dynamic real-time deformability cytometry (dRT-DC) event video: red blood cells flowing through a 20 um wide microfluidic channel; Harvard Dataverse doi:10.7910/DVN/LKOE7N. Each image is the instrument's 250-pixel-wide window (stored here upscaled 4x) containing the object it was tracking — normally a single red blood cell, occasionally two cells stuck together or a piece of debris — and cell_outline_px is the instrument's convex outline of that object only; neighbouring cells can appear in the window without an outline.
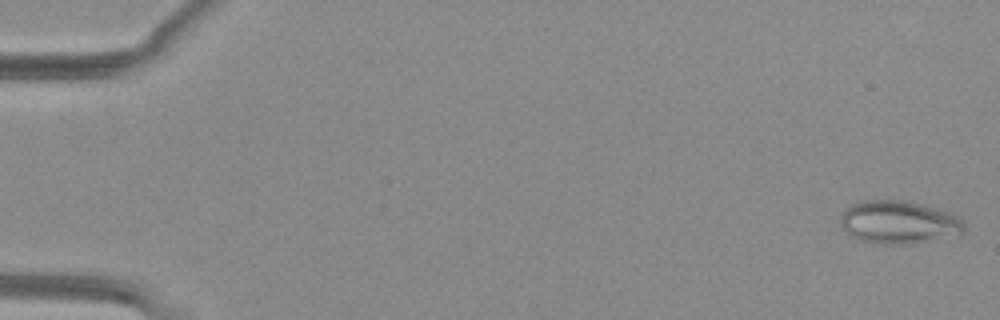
{"species": "common noctule bat (a hibernating species)", "species_latin": "Nyctalus noctula", "temperature_condition": "warm", "stored_images_in_passage": 36, "camera_frame_rate_fps": 3000, "um_per_image_px": 0.085, "animal": {"sex": "female", "body_mass_g": 29.2, "forearm_length_mm": 56.3}, "frame": {"image": 1, "passage_image": 1, "time_ms": 0.0, "image_size_px": [1000, 320], "cell_outline_px": [[964, 232], [960, 236], [912, 244], [876, 244], [860, 240], [852, 236], [840, 224], [840, 212], [852, 204], [864, 200], [904, 200], [924, 204], [948, 212], [956, 216], [964, 224]], "centroid_in_image_um": [76.41, 18.9], "position_along_channel_um": 8.6, "area_um2": 31.44}}
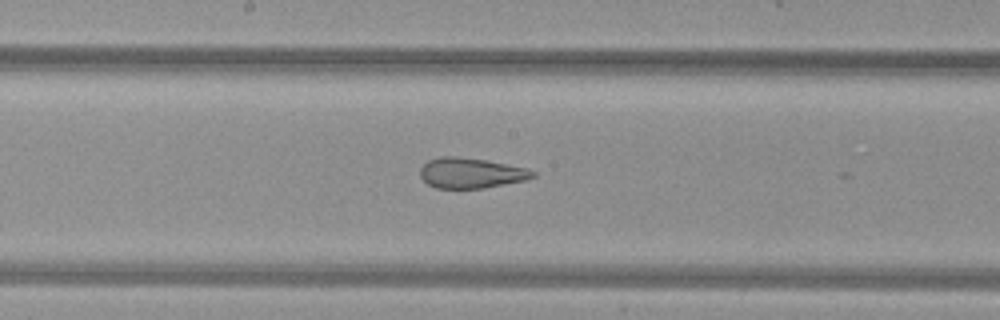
{"frame": {"image": 2, "passage_image": 28, "time_ms": 9.0, "image_size_px": [1000, 320], "cell_outline_px": [[536, 176], [524, 180], [484, 188], [436, 188], [428, 184], [420, 176], [420, 168], [428, 160], [440, 156], [456, 156], [484, 160], [528, 168], [536, 172]], "centroid_in_image_um": [40.02, 14.7], "position_along_channel_um": 208.2, "area_um2": 19.83}}
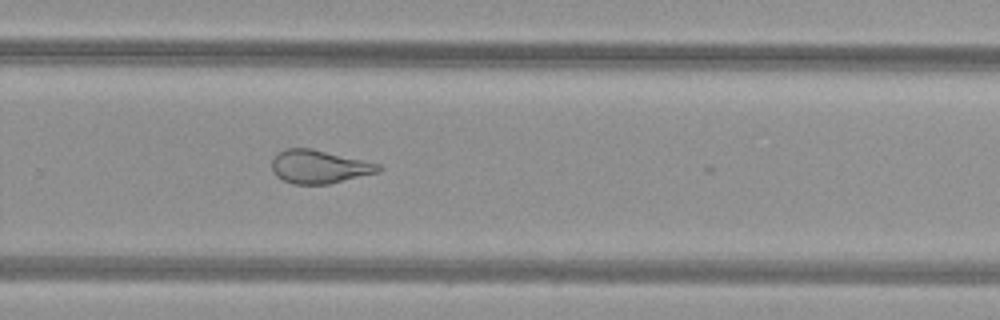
{"frame": {"image": 3, "passage_image": 35, "time_ms": 11.333, "image_size_px": [1000, 320], "cell_outline_px": [[384, 168], [376, 172], [328, 184], [292, 184], [276, 176], [272, 172], [272, 160], [284, 148], [312, 148], [380, 164]], "centroid_in_image_um": [27.1, 14.16], "position_along_channel_um": 302.7, "area_um2": 20.52}}